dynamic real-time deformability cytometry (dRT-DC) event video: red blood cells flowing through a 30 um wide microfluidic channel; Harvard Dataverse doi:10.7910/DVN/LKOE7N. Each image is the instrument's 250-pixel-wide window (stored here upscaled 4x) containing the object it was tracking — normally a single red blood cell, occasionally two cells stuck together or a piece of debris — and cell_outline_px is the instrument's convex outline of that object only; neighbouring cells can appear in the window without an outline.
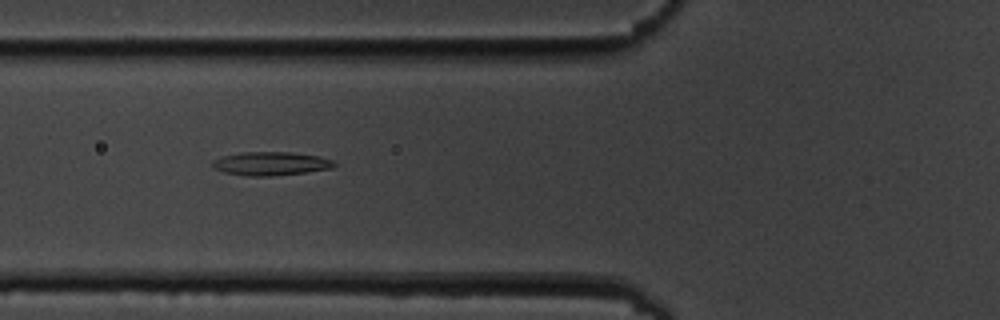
{"species": "common noctule bat (a hibernating species)", "species_latin": "Nyctalus noctula", "temperature_condition": "cold", "stored_images_in_passage": 7, "camera_frame_rate_fps": 3000, "um_per_image_px": 0.085, "animal": {"sex": "male", "body_mass_g": 19.5, "forearm_length_mm": 54.6}, "frame": {"image": 1, "passage_image": 4, "time_ms": 3.333, "image_size_px": [1000, 320], "cell_outline_px": [[336, 164], [332, 168], [304, 172], [272, 176], [248, 176], [224, 172], [212, 168], [212, 160], [224, 156], [240, 152], [288, 152], [320, 156], [332, 160]], "centroid_in_image_um": [22.99, 13.9], "position_along_channel_um": 102.8, "area_um2": 16.65}}
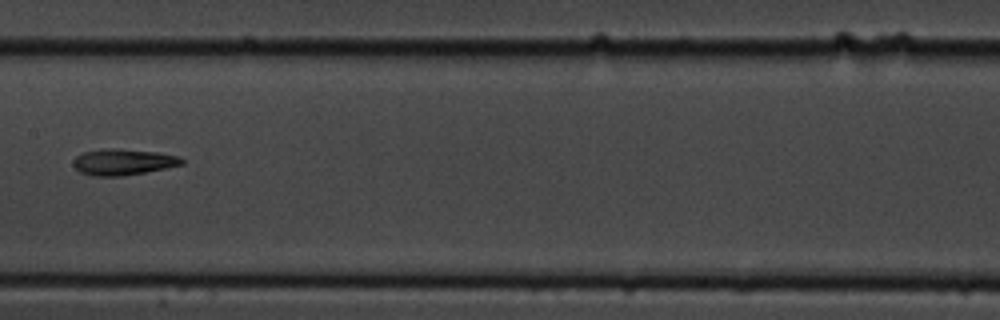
{"frame": {"image": 2, "passage_image": 6, "time_ms": 6.0, "image_size_px": [1000, 320], "cell_outline_px": [[184, 164], [144, 172], [120, 176], [92, 176], [80, 172], [72, 164], [72, 160], [76, 156], [84, 152], [108, 148], [116, 148], [156, 152], [180, 156], [184, 160]], "centroid_in_image_um": [10.45, 13.76], "position_along_channel_um": 197.0, "area_um2": 16.47}}
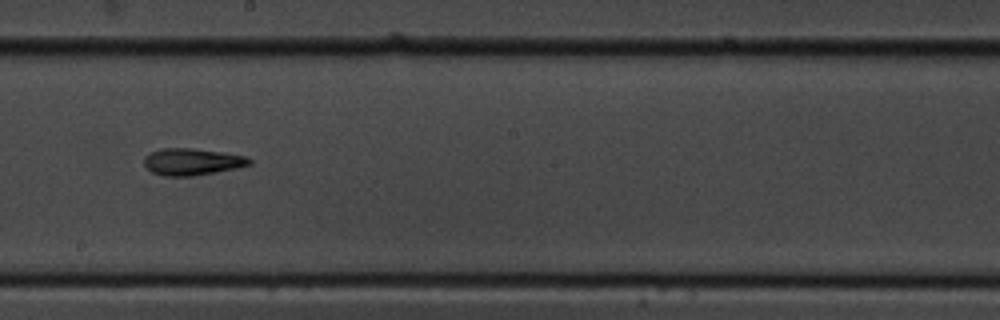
{"frame": {"image": 3, "passage_image": 7, "time_ms": 7.0, "image_size_px": [1000, 320], "cell_outline_px": [[252, 164], [236, 168], [216, 172], [192, 176], [164, 176], [152, 172], [144, 164], [144, 156], [148, 152], [160, 148], [192, 148], [224, 152], [248, 156], [252, 160]], "centroid_in_image_um": [16.33, 13.73], "position_along_channel_um": 231.9, "area_um2": 16.7}}